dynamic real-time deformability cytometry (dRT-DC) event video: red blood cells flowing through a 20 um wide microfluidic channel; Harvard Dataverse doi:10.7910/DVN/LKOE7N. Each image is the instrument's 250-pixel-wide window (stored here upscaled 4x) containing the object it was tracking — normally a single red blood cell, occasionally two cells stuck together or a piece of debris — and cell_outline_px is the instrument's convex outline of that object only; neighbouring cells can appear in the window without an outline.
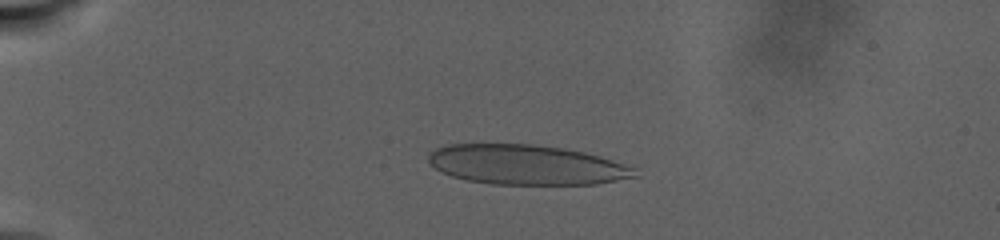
{"species": "human", "species_latin": "Homo sapiens", "temperature_condition": "warm", "stored_images_in_passage": 89, "camera_frame_rate_fps": 3000, "um_per_image_px": 0.085, "donor": {"sex": "male"}, "frame": {"image": 1, "passage_image": 24, "time_ms": 7.333, "image_size_px": [1000, 240], "cell_outline_px": [[640, 176], [596, 184], [492, 184], [468, 180], [452, 176], [440, 172], [428, 160], [428, 156], [436, 148], [448, 144], [532, 144], [564, 148], [584, 152], [600, 156], [640, 168]], "centroid_in_image_um": [44.83, 14.0], "position_along_channel_um": 40.2, "area_um2": 48.21}}
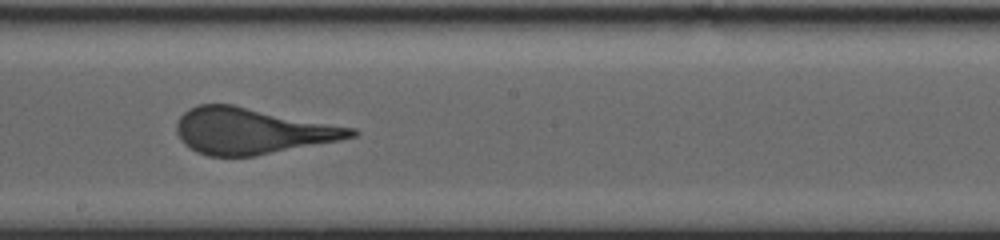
{"frame": {"image": 2, "passage_image": 55, "time_ms": 18.0, "image_size_px": [1000, 240], "cell_outline_px": [[360, 132], [356, 136], [340, 140], [256, 156], [208, 156], [196, 152], [184, 144], [180, 140], [176, 132], [176, 124], [180, 116], [188, 108], [196, 104], [232, 104], [356, 128]], "centroid_in_image_um": [21.4, 11.13], "position_along_channel_um": 226.8, "area_um2": 47.16}}
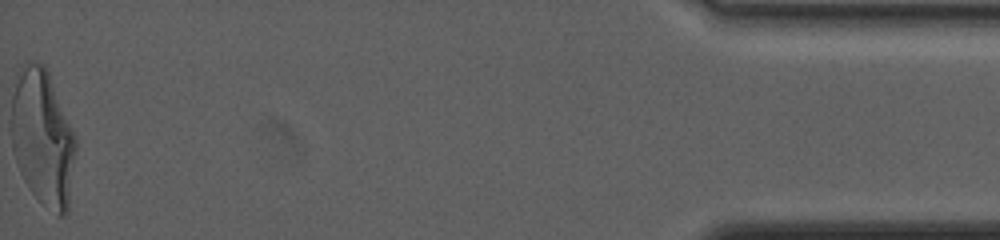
{"frame": {"image": 3, "passage_image": 89, "time_ms": 30.333, "image_size_px": [1000, 240], "cell_outline_px": [[76, 152], [68, 212], [64, 216], [60, 216], [44, 204], [28, 188], [20, 172], [12, 148], [12, 96], [16, 72], [20, 64], [24, 60], [36, 60], [44, 64], [48, 72], [76, 136]], "centroid_in_image_um": [3.62, 11.65], "position_along_channel_um": 431.6, "area_um2": 51.56}}